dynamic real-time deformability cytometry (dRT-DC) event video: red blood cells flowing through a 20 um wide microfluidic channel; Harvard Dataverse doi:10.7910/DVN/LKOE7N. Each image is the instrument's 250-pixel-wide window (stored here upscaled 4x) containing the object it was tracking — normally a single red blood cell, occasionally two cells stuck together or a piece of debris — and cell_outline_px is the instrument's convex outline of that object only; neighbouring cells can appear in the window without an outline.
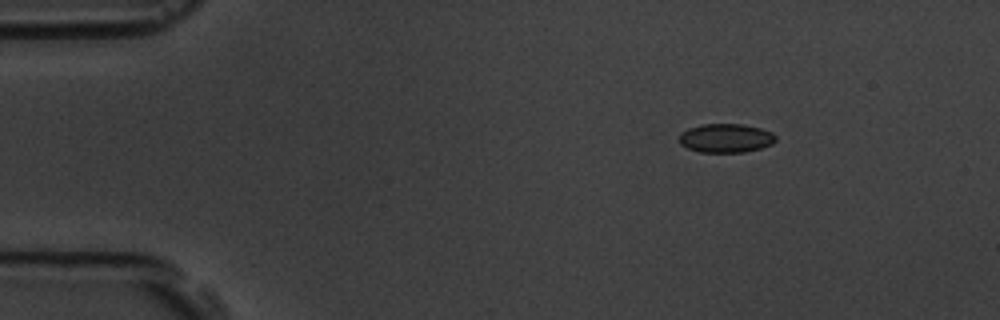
{"species": "common noctule bat (a hibernating species)", "species_latin": "Nyctalus noctula", "temperature_condition": "room temperature", "stored_images_in_passage": 3, "camera_frame_rate_fps": 3000, "um_per_image_px": 0.085, "animal": {"sex": "male", "body_mass_g": 19.5, "forearm_length_mm": 54.6}, "frame": {"image": 1, "passage_image": 1, "time_ms": 0.0, "image_size_px": [1000, 320], "cell_outline_px": [[776, 140], [772, 144], [760, 148], [744, 152], [700, 152], [688, 148], [680, 144], [680, 132], [688, 128], [700, 124], [740, 124], [760, 128], [772, 132], [776, 136]], "centroid_in_image_um": [61.69, 11.73], "position_along_channel_um": 23.3, "area_um2": 16.24}}